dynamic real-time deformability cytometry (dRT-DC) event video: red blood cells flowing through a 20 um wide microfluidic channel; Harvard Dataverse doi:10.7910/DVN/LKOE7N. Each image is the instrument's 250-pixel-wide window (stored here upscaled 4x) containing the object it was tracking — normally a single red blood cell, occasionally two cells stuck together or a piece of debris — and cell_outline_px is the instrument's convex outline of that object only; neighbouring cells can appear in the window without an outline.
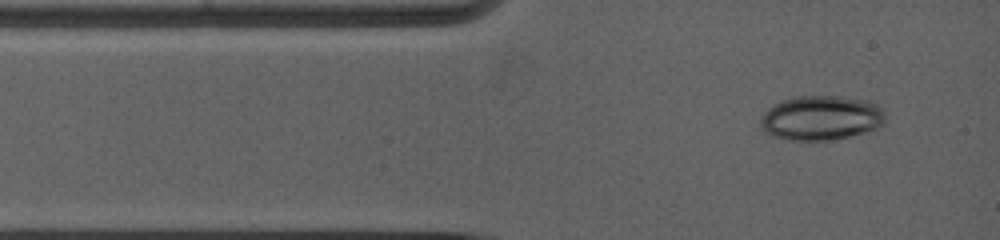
{"species": "common noctule bat (a hibernating species)", "species_latin": "Nyctalus noctula", "temperature_condition": "warm", "stored_images_in_passage": 6, "camera_frame_rate_fps": 5000, "um_per_image_px": 0.085, "animal": {"sex": "female", "body_mass_g": 19.0, "forearm_length_mm": 53.3}, "frame": {"image": 1, "passage_image": 1, "time_ms": 0.0, "image_size_px": [1000, 240], "cell_outline_px": [[880, 124], [872, 128], [860, 132], [844, 136], [816, 140], [808, 140], [780, 136], [768, 132], [764, 128], [764, 116], [776, 104], [784, 100], [800, 96], [832, 96], [872, 104], [880, 112]], "centroid_in_image_um": [69.73, 10.0], "position_along_channel_um": 15.3, "area_um2": 29.25}}
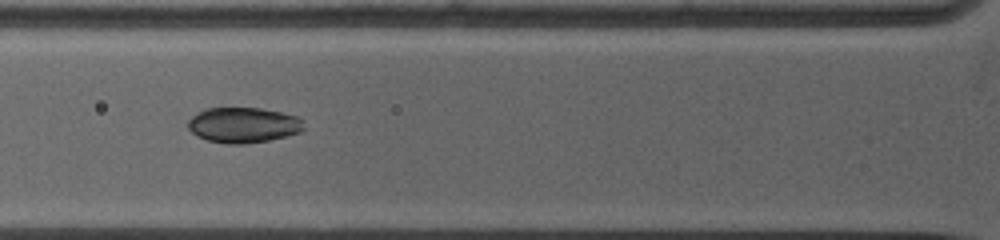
{"frame": {"image": 2, "passage_image": 4, "time_ms": 3.0, "image_size_px": [1000, 240], "cell_outline_px": [[304, 128], [300, 132], [268, 140], [244, 144], [228, 144], [208, 140], [192, 132], [188, 128], [188, 120], [192, 116], [208, 108], [260, 108], [280, 112], [296, 116], [300, 120]], "centroid_in_image_um": [20.67, 10.63], "position_along_channel_um": 105.1, "area_um2": 23.47}}
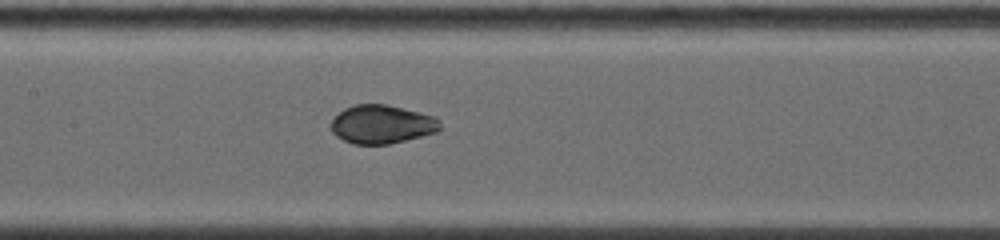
{"frame": {"image": 3, "passage_image": 6, "time_ms": 4.8, "image_size_px": [1000, 240], "cell_outline_px": [[440, 128], [436, 132], [388, 144], [352, 144], [344, 140], [332, 132], [332, 120], [344, 108], [352, 104], [384, 104], [432, 116], [440, 120]], "centroid_in_image_um": [32.42, 10.56], "position_along_channel_um": 175.0, "area_um2": 24.04}}